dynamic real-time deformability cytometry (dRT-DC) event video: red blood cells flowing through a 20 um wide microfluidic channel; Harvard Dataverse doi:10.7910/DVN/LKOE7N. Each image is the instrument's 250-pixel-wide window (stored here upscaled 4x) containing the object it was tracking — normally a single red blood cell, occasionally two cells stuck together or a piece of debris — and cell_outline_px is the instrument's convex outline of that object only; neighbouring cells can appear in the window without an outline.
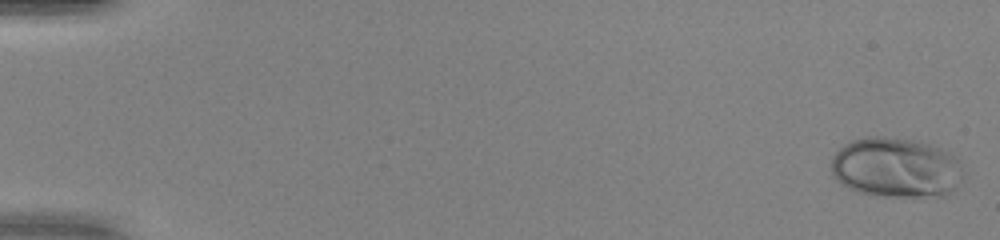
{"species": "human", "species_latin": "Homo sapiens", "temperature_condition": "warm", "stored_images_in_passage": 50, "camera_frame_rate_fps": 3000, "um_per_image_px": 0.085, "donor": {"sex": "female"}, "frame": {"image": 1, "passage_image": 1, "time_ms": 0.0, "image_size_px": [1000, 240], "cell_outline_px": [[964, 172], [956, 188], [944, 196], [876, 196], [856, 192], [840, 184], [832, 176], [832, 156], [844, 144], [852, 140], [868, 136], [884, 136], [912, 140], [928, 144], [940, 148], [956, 156], [960, 160]], "centroid_in_image_um": [76.15, 14.25], "position_along_channel_um": 8.8, "area_um2": 46.7}}
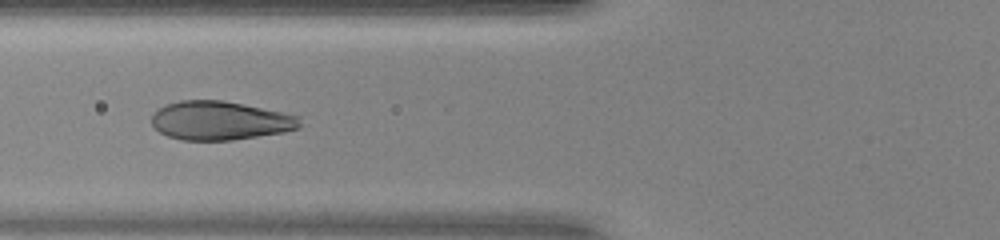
{"frame": {"image": 2, "passage_image": 21, "time_ms": 6.667, "image_size_px": [1000, 240], "cell_outline_px": [[300, 128], [284, 132], [232, 140], [180, 140], [168, 136], [160, 132], [152, 124], [152, 112], [164, 104], [180, 100], [220, 100], [244, 104], [300, 116]], "centroid_in_image_um": [18.68, 10.25], "position_along_channel_um": 107.1, "area_um2": 33.58}}
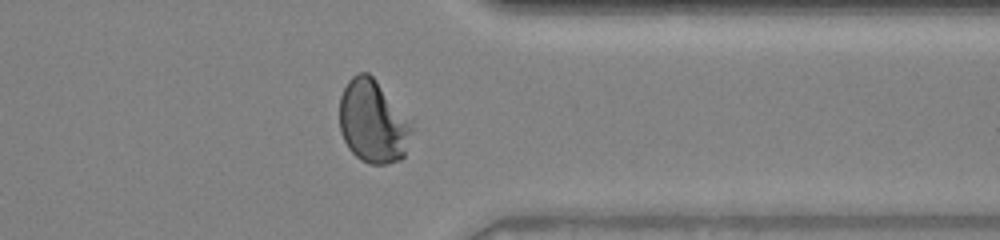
{"frame": {"image": 3, "passage_image": 41, "time_ms": 13.333, "image_size_px": [1000, 240], "cell_outline_px": [[412, 132], [404, 156], [400, 160], [388, 164], [368, 164], [360, 160], [348, 148], [340, 132], [340, 96], [348, 80], [356, 72], [368, 72], [376, 80], [412, 120]], "centroid_in_image_um": [31.71, 10.34], "position_along_channel_um": 379.7, "area_um2": 35.32}, "authors_computed_cell_mechanics": {"area_um2": 34.9401, "velocity_mm_per_s": 4.1338, "shape_relaxation_time_tau1_ms": 3.7079, "shape_relaxation_time_tau2_ms": null, "deformation_change_tau1": 0.2385, "deformation_change_tau2": null}}